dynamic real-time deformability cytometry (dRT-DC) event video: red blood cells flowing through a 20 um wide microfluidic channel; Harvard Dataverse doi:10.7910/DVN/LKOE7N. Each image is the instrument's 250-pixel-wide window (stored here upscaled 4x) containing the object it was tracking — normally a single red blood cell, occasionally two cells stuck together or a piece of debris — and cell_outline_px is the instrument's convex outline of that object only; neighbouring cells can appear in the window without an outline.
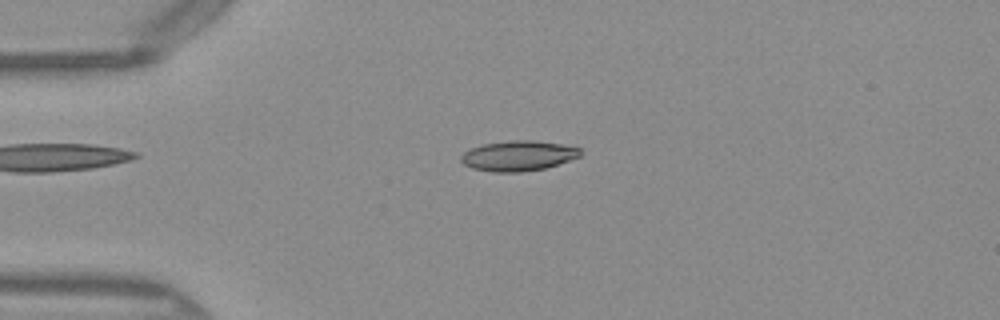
{"species": "Egyptian fruit bat (a non-hibernating species)", "species_latin": "Rousettus aegyptiacus", "temperature_condition": "warm", "stored_images_in_passage": 39, "camera_frame_rate_fps": 3000, "um_per_image_px": 0.085, "frame": {"image": 1, "passage_image": 1, "time_ms": 0.0, "image_size_px": [1000, 320], "cell_outline_px": [[580, 156], [544, 168], [520, 172], [492, 172], [472, 168], [464, 164], [460, 160], [460, 156], [464, 152], [472, 148], [484, 144], [512, 140], [532, 140], [560, 144], [580, 148]], "centroid_in_image_um": [44.01, 13.24], "position_along_channel_um": 41.0, "area_um2": 20.69}}
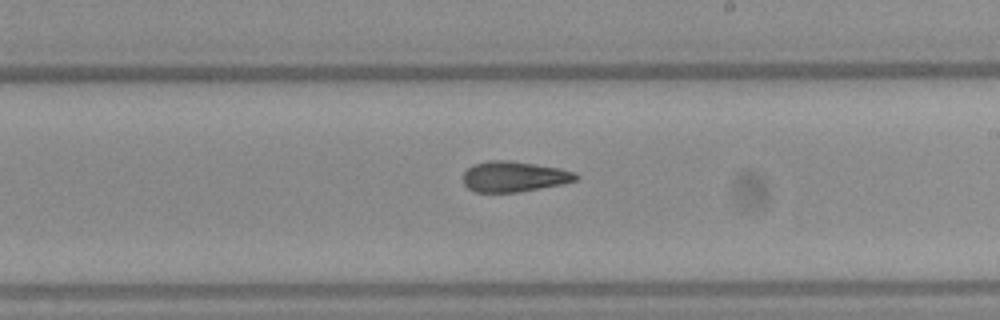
{"frame": {"image": 2, "passage_image": 18, "time_ms": 5.667, "image_size_px": [1000, 320], "cell_outline_px": [[580, 176], [576, 180], [560, 184], [540, 188], [516, 192], [476, 192], [468, 188], [464, 184], [464, 172], [472, 164], [488, 160], [504, 160], [560, 168], [572, 172]], "centroid_in_image_um": [43.65, 15.01], "position_along_channel_um": 245.4, "area_um2": 19.77}}
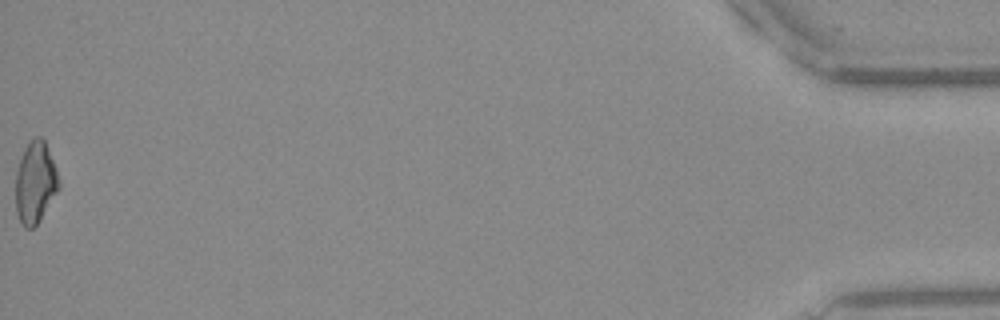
{"frame": {"image": 3, "passage_image": 39, "time_ms": 12.667, "image_size_px": [1000, 320], "cell_outline_px": [[60, 188], [40, 220], [32, 228], [24, 228], [16, 212], [16, 172], [24, 148], [36, 136], [40, 136], [44, 140], [60, 180]], "centroid_in_image_um": [3.0, 15.54], "position_along_channel_um": 432.2, "area_um2": 20.35}, "authors_computed_cell_mechanics": {"area_um2": 20.3456, "velocity_mm_per_s": 4.085, "shape_relaxation_time_tau1_ms": null, "shape_relaxation_time_tau2_ms": 3.0613, "deformation_change_tau1": null, "deformation_change_tau2": 0.113}}